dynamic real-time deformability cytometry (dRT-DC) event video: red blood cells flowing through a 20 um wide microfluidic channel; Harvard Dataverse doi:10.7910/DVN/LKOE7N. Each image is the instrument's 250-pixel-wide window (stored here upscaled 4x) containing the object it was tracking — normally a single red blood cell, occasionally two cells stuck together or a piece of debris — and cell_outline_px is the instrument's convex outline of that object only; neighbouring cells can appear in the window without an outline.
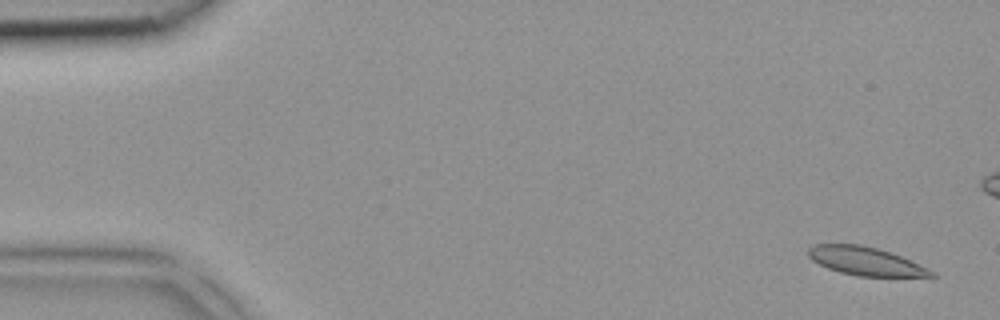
{"species": "common noctule bat (a hibernating species)", "species_latin": "Nyctalus noctula", "temperature_condition": "room temperature", "stored_images_in_passage": 6, "camera_frame_rate_fps": 3000, "um_per_image_px": 0.085, "animal": {"sex": "female", "body_mass_g": 18.4}, "frame": {"image": 1, "passage_image": 1, "time_ms": 0.0, "image_size_px": [1000, 320], "cell_outline_px": [[936, 276], [856, 276], [840, 272], [828, 268], [812, 260], [808, 256], [808, 248], [812, 244], [860, 244], [876, 248], [900, 256], [928, 268], [936, 272]], "centroid_in_image_um": [73.54, 22.19], "position_along_channel_um": 11.5, "area_um2": 20.11}}